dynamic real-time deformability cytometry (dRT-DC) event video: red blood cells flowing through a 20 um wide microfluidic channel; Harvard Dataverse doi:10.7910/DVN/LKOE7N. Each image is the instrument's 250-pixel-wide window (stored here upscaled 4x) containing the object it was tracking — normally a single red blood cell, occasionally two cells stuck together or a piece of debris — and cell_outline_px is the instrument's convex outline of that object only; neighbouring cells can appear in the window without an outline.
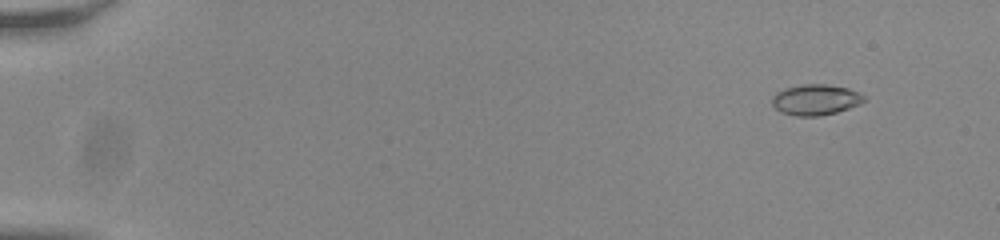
{"species": "common noctule bat (a hibernating species)", "species_latin": "Nyctalus noctula", "temperature_condition": "room temperature", "stored_images_in_passage": 19, "camera_frame_rate_fps": 3000, "um_per_image_px": 0.085, "animal": {"sex": "male", "body_mass_g": 20.0, "forearm_length_mm": 53.3}, "frame": {"image": 1, "passage_image": 6, "time_ms": 1.667, "image_size_px": [1000, 240], "cell_outline_px": [[868, 100], [860, 104], [836, 112], [820, 116], [796, 116], [780, 112], [772, 104], [772, 96], [776, 92], [784, 88], [804, 84], [824, 84], [848, 88], [860, 92]], "centroid_in_image_um": [69.34, 8.47], "position_along_channel_um": 15.7, "area_um2": 16.59}}
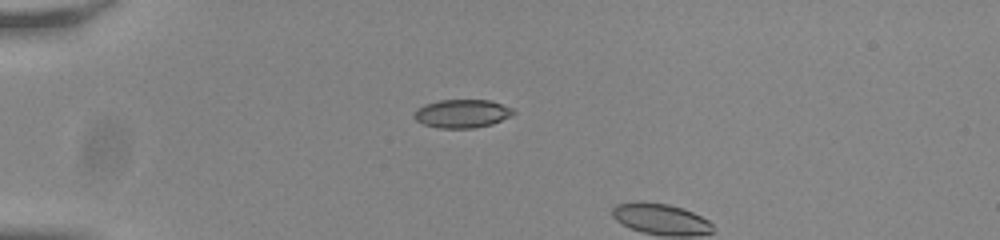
{"frame": {"image": 2, "passage_image": 17, "time_ms": 5.333, "image_size_px": [1000, 240], "cell_outline_px": [[516, 112], [512, 116], [492, 124], [472, 128], [440, 128], [424, 124], [416, 120], [412, 116], [416, 108], [424, 104], [440, 100], [488, 100], [512, 108]], "centroid_in_image_um": [39.25, 9.65], "position_along_channel_um": 45.7, "area_um2": 16.42}}